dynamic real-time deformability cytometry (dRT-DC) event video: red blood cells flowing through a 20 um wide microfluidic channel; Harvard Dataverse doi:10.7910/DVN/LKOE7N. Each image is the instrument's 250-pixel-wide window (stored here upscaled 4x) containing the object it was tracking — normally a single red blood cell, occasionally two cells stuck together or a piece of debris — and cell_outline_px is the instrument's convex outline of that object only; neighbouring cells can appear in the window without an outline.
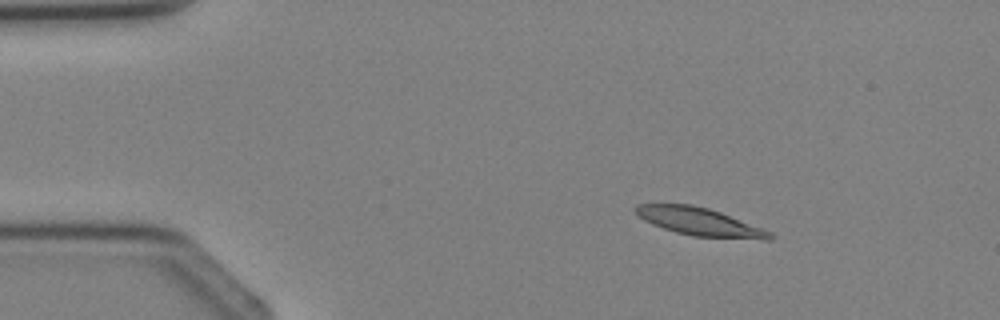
{"species": "Egyptian fruit bat (a non-hibernating species)", "species_latin": "Rousettus aegyptiacus", "temperature_condition": "cold", "stored_images_in_passage": 3, "camera_frame_rate_fps": 3000, "um_per_image_px": 0.085, "animal": {"sex": "female"}, "frame": {"image": 1, "passage_image": 2, "time_ms": 1.0, "image_size_px": [1000, 320], "cell_outline_px": [[776, 236], [772, 240], [764, 240], [696, 236], [676, 232], [652, 224], [644, 220], [636, 212], [636, 204], [692, 204], [708, 208], [720, 212], [772, 232]], "centroid_in_image_um": [59.53, 18.86], "position_along_channel_um": 25.5, "area_um2": 21.62}}